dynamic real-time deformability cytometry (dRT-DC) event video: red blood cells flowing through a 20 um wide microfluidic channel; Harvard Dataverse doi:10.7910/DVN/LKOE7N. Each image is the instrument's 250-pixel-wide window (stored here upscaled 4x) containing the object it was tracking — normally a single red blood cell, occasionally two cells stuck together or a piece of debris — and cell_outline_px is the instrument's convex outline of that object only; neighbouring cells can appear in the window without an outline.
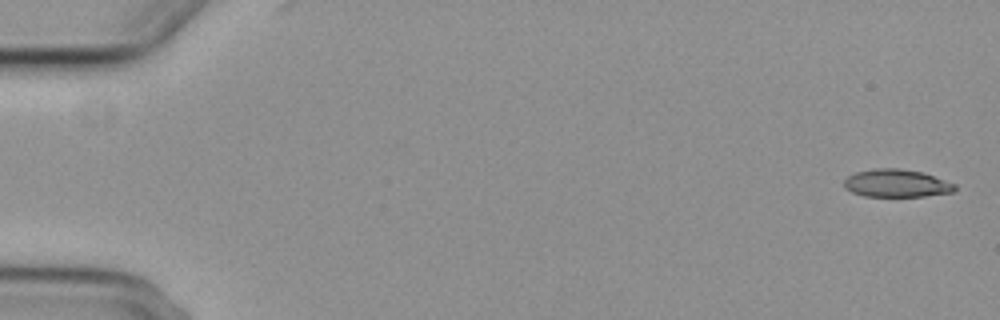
{"species": "common noctule bat (a hibernating species)", "species_latin": "Nyctalus noctula", "temperature_condition": "cold", "stored_images_in_passage": 5, "camera_frame_rate_fps": 3000, "um_per_image_px": 0.085, "animal": {"sex": "female", "body_mass_g": 29.2, "forearm_length_mm": 56.3}, "frame": {"image": 1, "passage_image": 1, "time_ms": 0.0, "image_size_px": [1000, 320], "cell_outline_px": [[956, 188], [952, 192], [924, 196], [864, 196], [852, 192], [844, 188], [844, 180], [848, 176], [856, 172], [872, 168], [900, 168], [924, 172], [956, 184]], "centroid_in_image_um": [76.19, 15.56], "position_along_channel_um": 8.8, "area_um2": 18.03}}
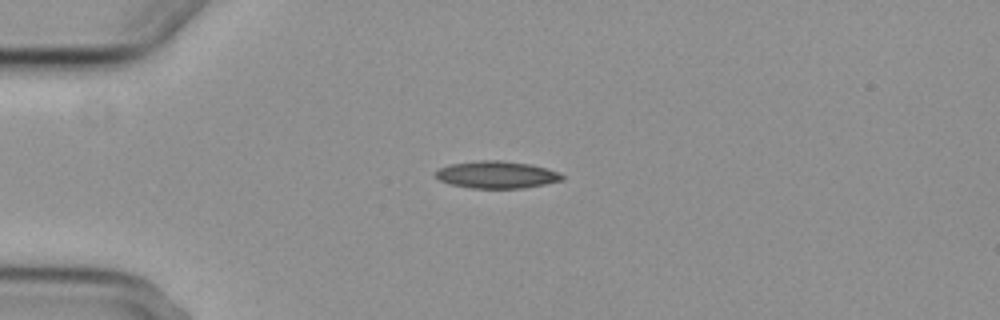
{"frame": {"image": 2, "passage_image": 4, "time_ms": 4.333, "image_size_px": [1000, 320], "cell_outline_px": [[564, 180], [524, 188], [472, 188], [452, 184], [440, 180], [436, 176], [436, 172], [440, 168], [448, 164], [476, 160], [500, 160], [532, 164], [556, 172], [564, 176]], "centroid_in_image_um": [42.21, 14.84], "position_along_channel_um": 42.8, "area_um2": 19.94}}